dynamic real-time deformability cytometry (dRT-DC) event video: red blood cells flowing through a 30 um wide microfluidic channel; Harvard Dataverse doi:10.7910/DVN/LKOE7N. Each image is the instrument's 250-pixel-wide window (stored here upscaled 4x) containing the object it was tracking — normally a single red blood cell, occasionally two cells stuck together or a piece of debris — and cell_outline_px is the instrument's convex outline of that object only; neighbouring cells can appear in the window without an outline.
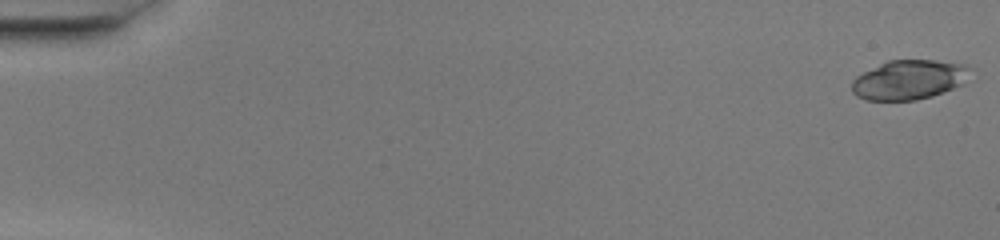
{"species": "common noctule bat (a hibernating species)", "species_latin": "Nyctalus noctula", "temperature_condition": "warm", "stored_images_in_passage": 51, "camera_frame_rate_fps": 3000, "um_per_image_px": 0.085, "animal": {"sex": "female", "body_mass_g": 20.0, "forearm_length_mm": 54.0}, "frame": {"image": 1, "passage_image": 1, "time_ms": 0.0, "image_size_px": [1000, 240], "cell_outline_px": [[968, 68], [964, 84], [932, 96], [916, 100], [868, 100], [856, 96], [852, 92], [852, 80], [856, 76], [888, 60], [932, 60], [964, 64]], "centroid_in_image_um": [77.22, 6.79], "position_along_channel_um": 7.8, "area_um2": 26.93}}
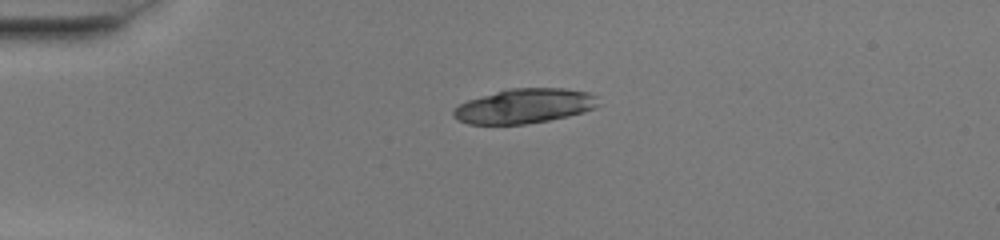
{"frame": {"image": 2, "passage_image": 13, "time_ms": 4.0, "image_size_px": [1000, 240], "cell_outline_px": [[600, 104], [596, 108], [584, 112], [568, 116], [548, 120], [524, 124], [468, 124], [452, 116], [452, 112], [460, 104], [468, 100], [508, 88], [564, 88], [588, 92], [596, 96]], "centroid_in_image_um": [44.61, 9.01], "position_along_channel_um": 40.4, "area_um2": 29.19}}